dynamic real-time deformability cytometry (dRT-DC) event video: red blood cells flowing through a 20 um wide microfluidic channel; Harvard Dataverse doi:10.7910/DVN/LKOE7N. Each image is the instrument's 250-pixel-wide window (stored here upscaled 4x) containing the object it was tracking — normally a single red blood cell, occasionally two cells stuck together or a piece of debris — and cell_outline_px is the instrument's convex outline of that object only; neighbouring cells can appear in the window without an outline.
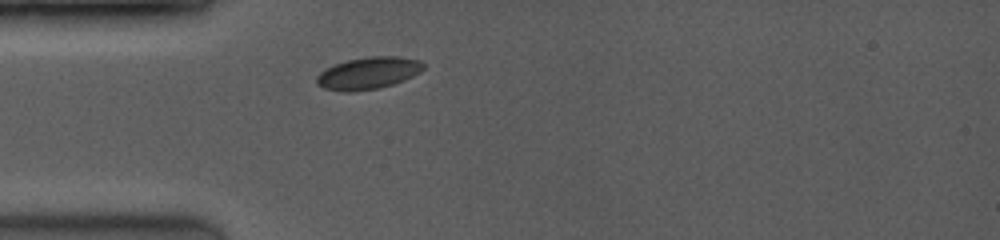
{"species": "common noctule bat (a hibernating species)", "species_latin": "Nyctalus noctula", "temperature_condition": "room temperature", "stored_images_in_passage": 22, "camera_frame_rate_fps": 3500, "um_per_image_px": 0.085, "animal": {"sex": "female", "body_mass_g": 19.0, "forearm_length_mm": 53.3}, "frame": {"image": 1, "passage_image": 1, "time_ms": 0.0, "image_size_px": [1000, 240], "cell_outline_px": [[424, 68], [420, 72], [404, 80], [380, 88], [352, 92], [344, 92], [324, 88], [316, 84], [316, 76], [324, 68], [348, 60], [368, 56], [396, 56], [420, 60], [424, 64]], "centroid_in_image_um": [31.28, 6.22], "position_along_channel_um": 53.7, "area_um2": 20.06}}
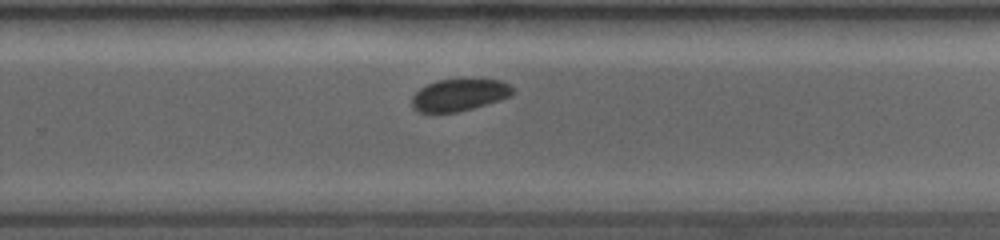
{"frame": {"image": 2, "passage_image": 13, "time_ms": 6.0, "image_size_px": [1000, 240], "cell_outline_px": [[512, 96], [500, 100], [472, 108], [456, 112], [416, 112], [412, 108], [412, 96], [420, 88], [436, 80], [460, 76], [500, 80], [508, 84], [512, 88]], "centroid_in_image_um": [39.03, 8.02], "position_along_channel_um": 290.8, "area_um2": 19.48}}
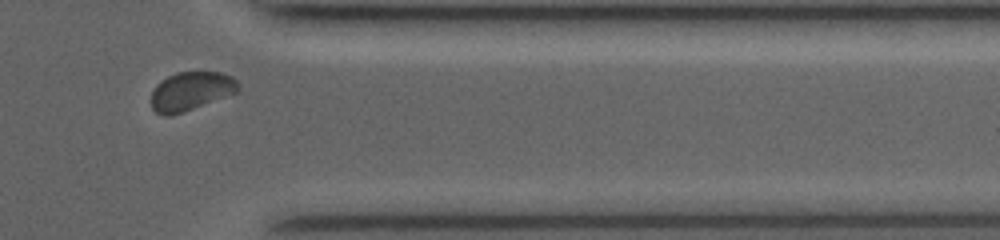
{"frame": {"image": 3, "passage_image": 18, "time_ms": 8.571, "image_size_px": [1000, 240], "cell_outline_px": [[240, 88], [236, 92], [192, 108], [168, 116], [164, 116], [156, 112], [152, 108], [152, 92], [156, 84], [160, 80], [176, 72], [220, 72], [232, 76], [240, 84]], "centroid_in_image_um": [16.21, 7.72], "position_along_channel_um": 395.2, "area_um2": 19.31}}